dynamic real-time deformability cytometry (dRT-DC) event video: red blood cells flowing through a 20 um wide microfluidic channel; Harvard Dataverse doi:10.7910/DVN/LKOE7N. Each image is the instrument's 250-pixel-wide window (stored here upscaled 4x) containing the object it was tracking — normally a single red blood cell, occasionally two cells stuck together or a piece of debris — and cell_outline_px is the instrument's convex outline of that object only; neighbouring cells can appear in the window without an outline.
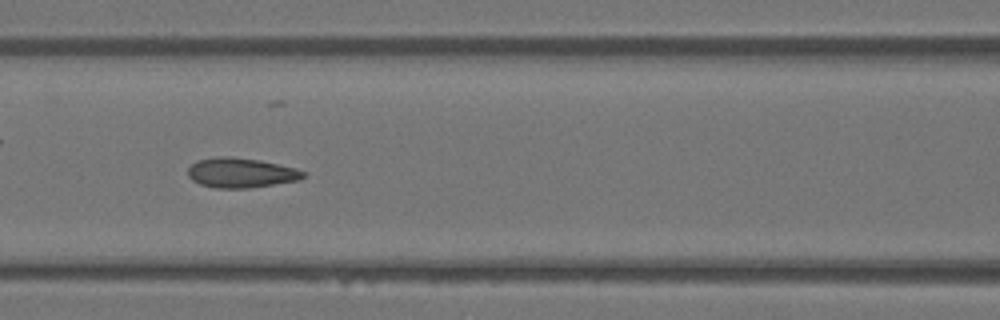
{"species": "Egyptian fruit bat (a non-hibernating species)", "species_latin": "Rousettus aegyptiacus", "temperature_condition": "warm", "stored_images_in_passage": 37, "camera_frame_rate_fps": 3000, "um_per_image_px": 0.085, "animal": {"sex": "female"}, "frame": {"image": 1, "passage_image": 11, "time_ms": 3.333, "image_size_px": [1000, 320], "cell_outline_px": [[308, 176], [300, 180], [248, 188], [216, 188], [200, 184], [192, 180], [188, 176], [188, 168], [196, 160], [220, 156], [232, 156], [260, 160], [296, 168], [308, 172]], "centroid_in_image_um": [20.52, 14.68], "position_along_channel_um": 146.1, "area_um2": 20.29}}